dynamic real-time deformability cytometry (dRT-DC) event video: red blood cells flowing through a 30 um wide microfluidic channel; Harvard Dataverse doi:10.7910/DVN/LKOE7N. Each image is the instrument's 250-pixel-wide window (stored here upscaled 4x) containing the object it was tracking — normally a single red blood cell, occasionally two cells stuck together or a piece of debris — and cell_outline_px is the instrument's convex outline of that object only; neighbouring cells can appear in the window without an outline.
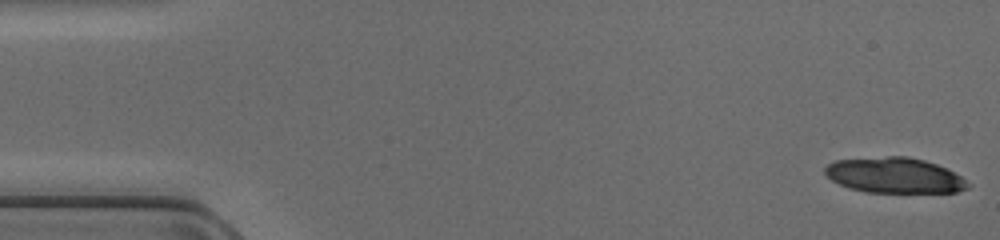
{"species": "common noctule bat (a hibernating species)", "species_latin": "Nyctalus noctula", "temperature_condition": "cold", "stored_images_in_passage": 20, "camera_frame_rate_fps": 3000, "um_per_image_px": 0.085, "animal": {"sex": "female", "body_mass_g": 17.0, "forearm_length_mm": 48.0}, "frame": {"image": 1, "passage_image": 1, "time_ms": 0.0, "image_size_px": [1000, 240], "cell_outline_px": [[972, 184], [968, 188], [956, 192], [868, 192], [848, 188], [832, 180], [824, 172], [824, 168], [828, 164], [836, 160], [888, 156], [908, 156], [924, 160], [936, 164], [960, 176]], "centroid_in_image_um": [76.03, 14.9], "position_along_channel_um": 9.0, "area_um2": 29.36}}